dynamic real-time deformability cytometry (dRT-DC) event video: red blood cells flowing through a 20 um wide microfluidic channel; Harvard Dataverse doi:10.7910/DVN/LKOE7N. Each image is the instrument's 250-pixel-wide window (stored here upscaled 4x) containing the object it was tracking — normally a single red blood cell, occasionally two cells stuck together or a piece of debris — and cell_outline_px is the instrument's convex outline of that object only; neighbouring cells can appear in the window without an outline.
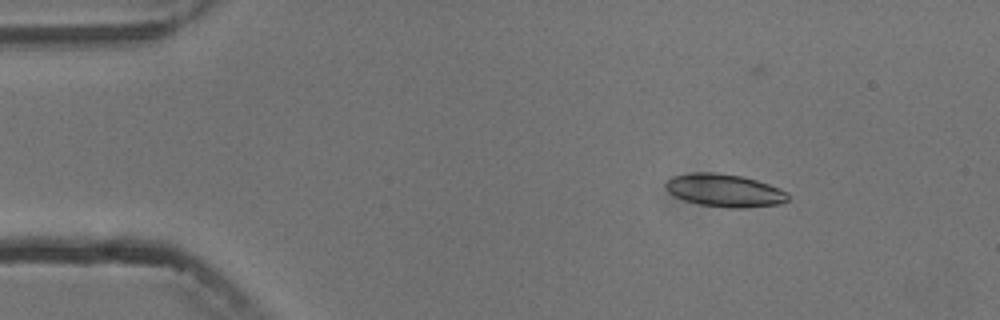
{"species": "common noctule bat (a hibernating species)", "species_latin": "Nyctalus noctula", "temperature_condition": "cold", "stored_images_in_passage": 6, "camera_frame_rate_fps": 3000, "um_per_image_px": 0.085, "animal": {"sex": "male", "body_mass_g": 13.3}, "frame": {"image": 1, "passage_image": 3, "time_ms": 3.333, "image_size_px": [1000, 320], "cell_outline_px": [[788, 200], [780, 204], [748, 208], [728, 208], [700, 204], [684, 200], [668, 192], [664, 184], [672, 176], [692, 172], [712, 172], [744, 176], [780, 188], [788, 192]], "centroid_in_image_um": [61.6, 16.18], "position_along_channel_um": 23.4, "area_um2": 23.52}}